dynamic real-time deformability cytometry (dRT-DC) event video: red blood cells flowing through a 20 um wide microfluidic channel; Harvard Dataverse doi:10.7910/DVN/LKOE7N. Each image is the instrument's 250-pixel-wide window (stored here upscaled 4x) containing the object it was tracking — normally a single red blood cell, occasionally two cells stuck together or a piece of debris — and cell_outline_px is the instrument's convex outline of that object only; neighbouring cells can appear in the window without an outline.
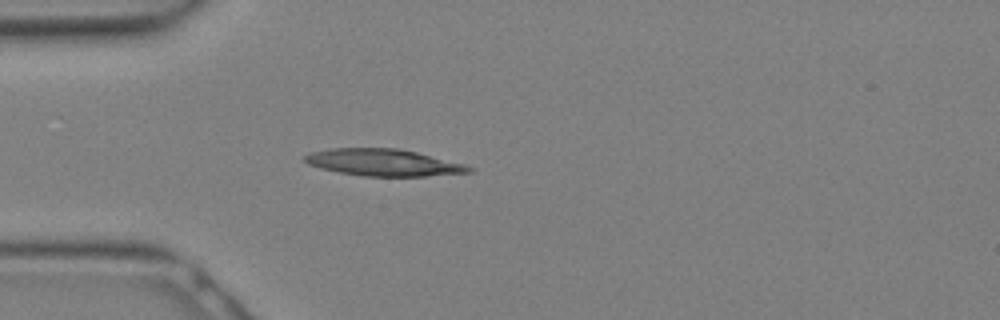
{"species": "Egyptian fruit bat (a non-hibernating species)", "species_latin": "Rousettus aegyptiacus", "temperature_condition": "warm", "stored_images_in_passage": 14, "camera_frame_rate_fps": 3000, "um_per_image_px": 0.085, "animal": {"sex": "female"}, "frame": {"image": 1, "passage_image": 8, "time_ms": 2.333, "image_size_px": [1000, 320], "cell_outline_px": [[476, 168], [472, 172], [424, 176], [364, 176], [340, 172], [320, 168], [308, 164], [304, 160], [304, 156], [308, 152], [332, 148], [400, 148], [464, 164]], "centroid_in_image_um": [32.58, 13.81], "position_along_channel_um": 52.4, "area_um2": 25.66}}
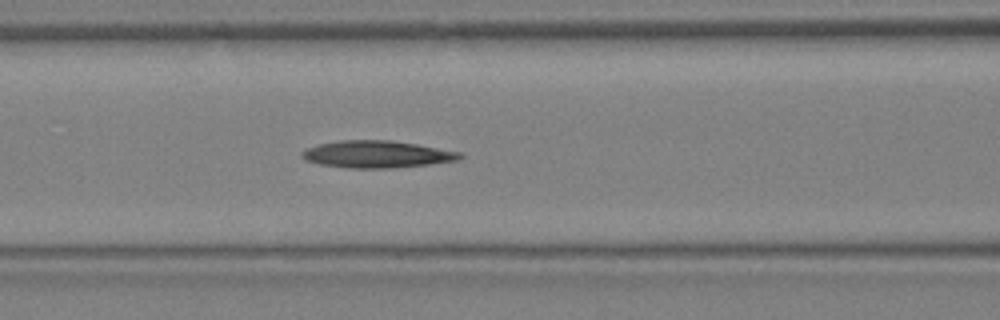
{"frame": {"image": 2, "passage_image": 12, "time_ms": 3.667, "image_size_px": [1000, 320], "cell_outline_px": [[464, 156], [456, 160], [428, 164], [392, 168], [348, 168], [320, 164], [304, 160], [300, 156], [300, 152], [308, 148], [320, 144], [340, 140], [392, 140], [416, 144], [460, 152]], "centroid_in_image_um": [31.99, 13.11], "position_along_channel_um": 134.6, "area_um2": 24.8}}
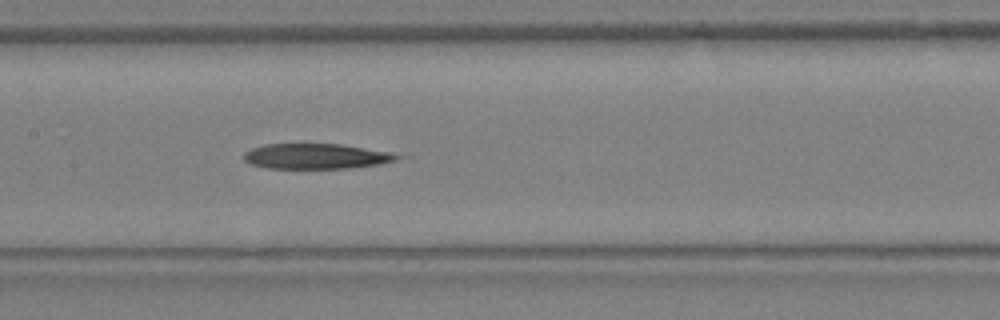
{"frame": {"image": 3, "passage_image": 14, "time_ms": 4.333, "image_size_px": [1000, 320], "cell_outline_px": [[404, 156], [396, 160], [376, 164], [348, 168], [268, 168], [252, 164], [244, 160], [244, 152], [252, 148], [264, 144], [340, 144], [388, 152]], "centroid_in_image_um": [26.83, 13.28], "position_along_channel_um": 180.6, "area_um2": 22.25}}